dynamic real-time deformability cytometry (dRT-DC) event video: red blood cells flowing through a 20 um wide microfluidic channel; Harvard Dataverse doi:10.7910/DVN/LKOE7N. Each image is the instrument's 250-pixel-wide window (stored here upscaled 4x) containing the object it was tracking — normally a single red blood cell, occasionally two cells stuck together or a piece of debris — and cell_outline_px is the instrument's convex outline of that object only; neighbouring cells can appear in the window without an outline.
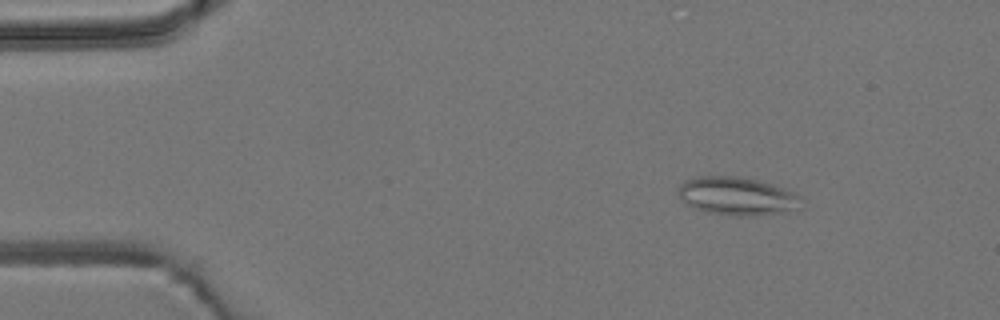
{"species": "common noctule bat (a hibernating species)", "species_latin": "Nyctalus noctula", "temperature_condition": "room temperature", "stored_images_in_passage": 4, "camera_frame_rate_fps": 3000, "um_per_image_px": 0.085, "animal": {"sex": "male", "body_mass_g": 19.2, "forearm_length_mm": 51.8}, "frame": {"image": 1, "passage_image": 2, "time_ms": 1.0, "image_size_px": [1000, 320], "cell_outline_px": [[804, 196], [788, 208], [776, 212], [756, 216], [728, 216], [704, 212], [680, 200], [676, 192], [676, 188], [684, 180], [696, 176], [736, 176], [756, 180], [772, 184], [784, 188]], "centroid_in_image_um": [62.48, 16.65], "position_along_channel_um": 22.5, "area_um2": 27.11}}
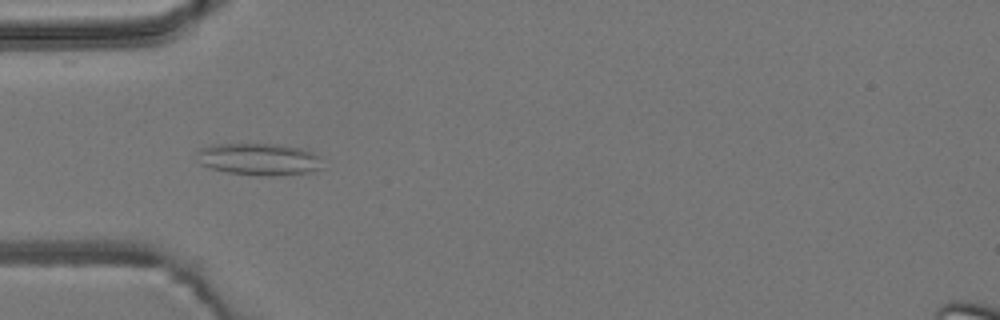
{"frame": {"image": 2, "passage_image": 4, "time_ms": 4.0, "image_size_px": [1000, 320], "cell_outline_px": [[320, 168], [312, 172], [272, 176], [256, 176], [228, 172], [212, 168], [200, 164], [196, 152], [196, 148], [212, 144], [280, 144], [300, 148], [312, 152], [316, 156]], "centroid_in_image_um": [21.92, 13.53], "position_along_channel_um": 63.1, "area_um2": 23.41}}